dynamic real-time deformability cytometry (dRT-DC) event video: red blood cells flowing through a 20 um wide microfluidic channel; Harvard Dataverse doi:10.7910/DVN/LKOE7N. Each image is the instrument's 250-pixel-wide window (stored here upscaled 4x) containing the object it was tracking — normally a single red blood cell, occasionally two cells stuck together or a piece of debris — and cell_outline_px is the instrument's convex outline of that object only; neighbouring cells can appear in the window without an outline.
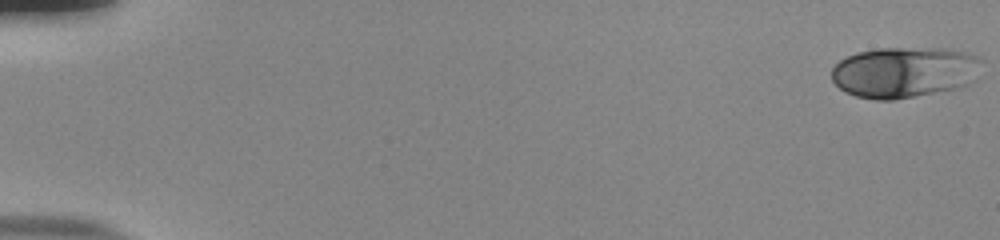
{"species": "human", "species_latin": "Homo sapiens", "temperature_condition": "room temperature", "stored_images_in_passage": 54, "camera_frame_rate_fps": 3000, "um_per_image_px": 0.085, "donor": {"sex": "male"}, "frame": {"image": 1, "passage_image": 1, "time_ms": 0.0, "image_size_px": [1000, 240], "cell_outline_px": [[984, 60], [976, 80], [968, 84], [952, 88], [892, 100], [876, 100], [856, 96], [844, 92], [832, 80], [832, 68], [840, 60], [856, 52], [880, 48], [944, 48], [968, 52]], "centroid_in_image_um": [76.89, 6.12], "position_along_channel_um": 8.1, "area_um2": 44.62}}
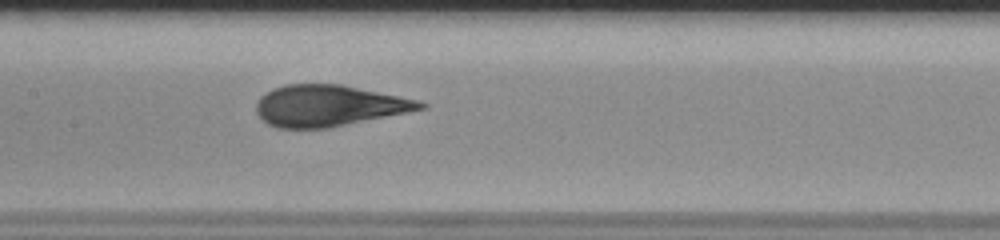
{"frame": {"image": 2, "passage_image": 28, "time_ms": 9.0, "image_size_px": [1000, 240], "cell_outline_px": [[428, 108], [328, 128], [276, 128], [268, 124], [256, 112], [256, 104], [260, 96], [272, 88], [288, 84], [340, 84], [420, 100], [428, 104]], "centroid_in_image_um": [27.95, 8.98], "position_along_channel_um": 179.4, "area_um2": 39.42}}
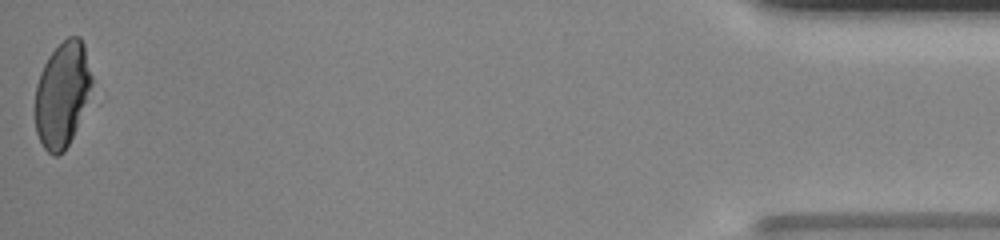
{"frame": {"image": 3, "passage_image": 54, "time_ms": 17.667, "image_size_px": [1000, 240], "cell_outline_px": [[92, 84], [88, 104], [64, 152], [56, 156], [52, 156], [44, 148], [36, 132], [36, 84], [40, 72], [48, 56], [68, 36], [80, 36], [84, 44], [92, 76]], "centroid_in_image_um": [5.31, 8.02], "position_along_channel_um": 429.9, "area_um2": 34.85}, "authors_computed_cell_mechanics": {"area_um2": 40.1999, "velocity_mm_per_s": 3.8467, "shape_relaxation_time_tau1_ms": 6.0812, "shape_relaxation_time_tau2_ms": null, "deformation_change_tau1": 0.1988, "deformation_change_tau2": null}}